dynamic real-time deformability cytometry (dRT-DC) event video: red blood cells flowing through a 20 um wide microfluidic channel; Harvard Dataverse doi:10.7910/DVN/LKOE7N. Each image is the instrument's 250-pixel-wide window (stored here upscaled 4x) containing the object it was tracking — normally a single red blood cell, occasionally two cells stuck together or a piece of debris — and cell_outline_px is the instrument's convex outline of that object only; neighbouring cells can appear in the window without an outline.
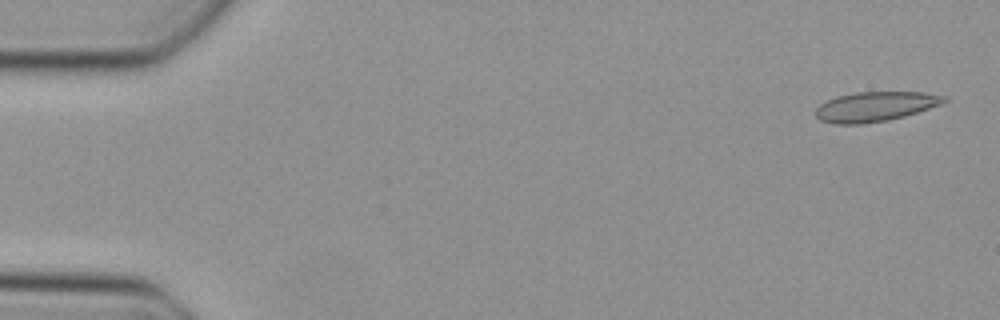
{"species": "Egyptian fruit bat (a non-hibernating species)", "species_latin": "Rousettus aegyptiacus", "temperature_condition": "cold", "stored_images_in_passage": 48, "camera_frame_rate_fps": 3000, "um_per_image_px": 0.085, "animal": {"sex": "female"}, "frame": {"image": 1, "passage_image": 2, "time_ms": 0.333, "image_size_px": [1000, 320], "cell_outline_px": [[948, 100], [944, 104], [904, 116], [888, 120], [864, 124], [832, 124], [820, 120], [816, 116], [816, 108], [820, 104], [836, 96], [856, 92], [924, 92], [948, 96]], "centroid_in_image_um": [74.43, 9.06], "position_along_channel_um": 10.6, "area_um2": 22.48}}
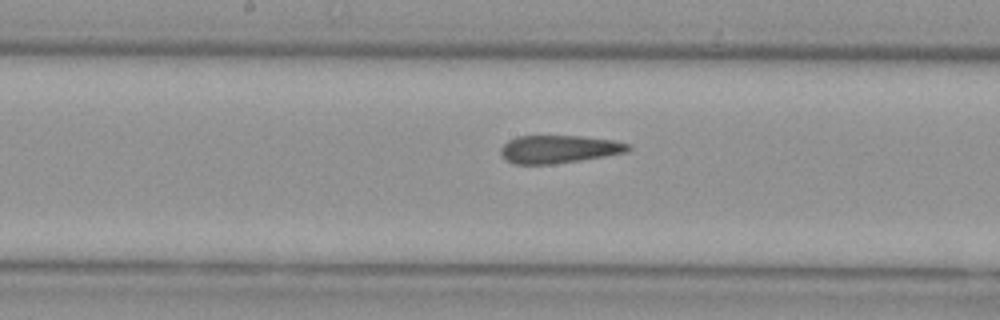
{"frame": {"image": 2, "passage_image": 25, "time_ms": 8.0, "image_size_px": [1000, 320], "cell_outline_px": [[632, 148], [628, 152], [580, 160], [552, 164], [512, 164], [500, 156], [500, 148], [508, 140], [516, 136], [580, 136], [612, 140], [628, 144]], "centroid_in_image_um": [47.45, 12.68], "position_along_channel_um": 200.7, "area_um2": 20.75}}
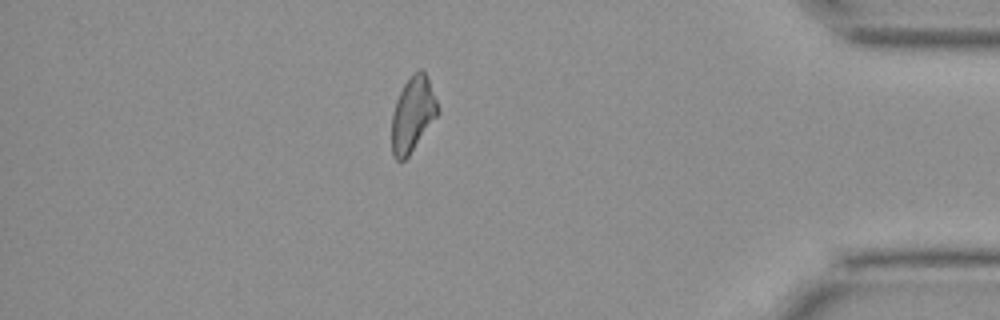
{"frame": {"image": 3, "passage_image": 42, "time_ms": 13.667, "image_size_px": [1000, 320], "cell_outline_px": [[440, 112], [408, 156], [404, 160], [396, 160], [392, 156], [392, 112], [396, 100], [404, 84], [420, 68], [424, 72], [428, 80], [440, 108]], "centroid_in_image_um": [35.08, 9.74], "position_along_channel_um": 400.1, "area_um2": 19.83}}